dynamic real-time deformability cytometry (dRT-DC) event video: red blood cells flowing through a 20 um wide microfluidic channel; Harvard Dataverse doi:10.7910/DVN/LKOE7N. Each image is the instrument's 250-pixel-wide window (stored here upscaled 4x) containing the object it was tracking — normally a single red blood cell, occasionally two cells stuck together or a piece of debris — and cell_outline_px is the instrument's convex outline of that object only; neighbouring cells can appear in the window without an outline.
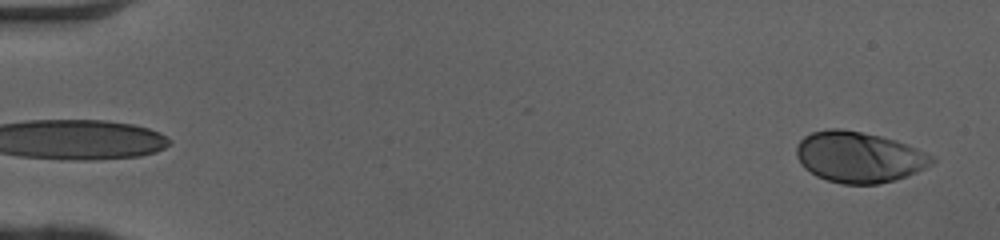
{"species": "human", "species_latin": "Homo sapiens", "temperature_condition": "cold", "stored_images_in_passage": 50, "camera_frame_rate_fps": 3000, "um_per_image_px": 0.085, "donor": {"sex": "female"}, "frame": {"image": 1, "passage_image": 2, "time_ms": 0.333, "image_size_px": [1000, 240], "cell_outline_px": [[936, 160], [932, 164], [908, 176], [880, 184], [840, 184], [816, 176], [804, 168], [800, 164], [796, 156], [796, 148], [800, 140], [804, 136], [812, 132], [828, 128], [840, 128], [880, 136], [896, 140], [916, 148], [932, 156]], "centroid_in_image_um": [72.98, 13.36], "position_along_channel_um": 12.0, "area_um2": 40.23}}
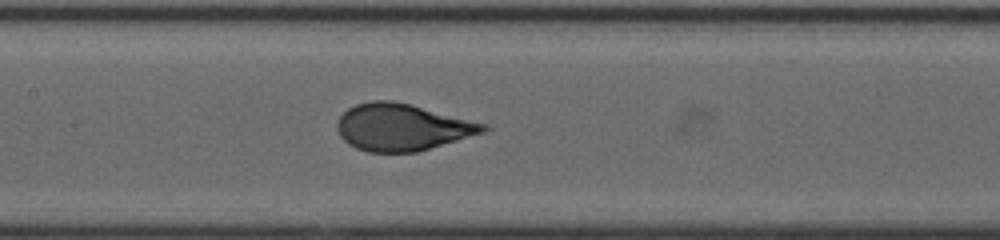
{"frame": {"image": 2, "passage_image": 25, "time_ms": 8.0, "image_size_px": [1000, 240], "cell_outline_px": [[492, 128], [484, 132], [416, 152], [368, 152], [356, 148], [348, 144], [340, 136], [336, 128], [336, 124], [340, 116], [348, 108], [356, 104], [372, 100], [388, 100], [408, 104], [488, 124]], "centroid_in_image_um": [34.16, 10.81], "position_along_channel_um": 173.2, "area_um2": 39.65}}
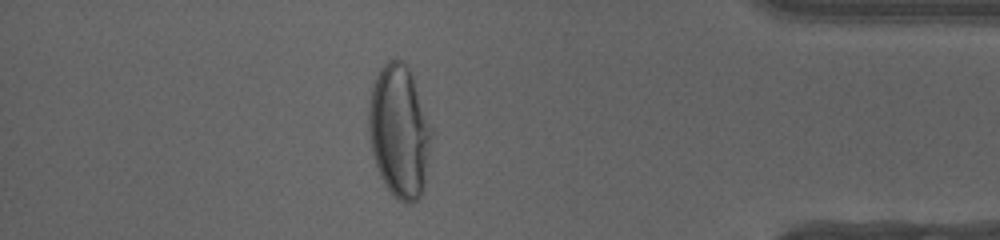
{"frame": {"image": 3, "passage_image": 44, "time_ms": 14.333, "image_size_px": [1000, 240], "cell_outline_px": [[436, 132], [424, 184], [420, 196], [412, 204], [408, 204], [396, 200], [384, 184], [380, 176], [372, 152], [368, 132], [368, 104], [372, 88], [376, 76], [380, 68], [388, 60], [404, 60], [408, 64]], "centroid_in_image_um": [34.0, 11.16], "position_along_channel_um": 401.2, "area_um2": 50.11}, "authors_computed_cell_mechanics": {"area_um2": 39.6508, "velocity_mm_per_s": 4.0889, "shape_relaxation_time_tau1_ms": 4.5297, "shape_relaxation_time_tau2_ms": null, "deformation_change_tau1": 0.2224, "deformation_change_tau2": null}}